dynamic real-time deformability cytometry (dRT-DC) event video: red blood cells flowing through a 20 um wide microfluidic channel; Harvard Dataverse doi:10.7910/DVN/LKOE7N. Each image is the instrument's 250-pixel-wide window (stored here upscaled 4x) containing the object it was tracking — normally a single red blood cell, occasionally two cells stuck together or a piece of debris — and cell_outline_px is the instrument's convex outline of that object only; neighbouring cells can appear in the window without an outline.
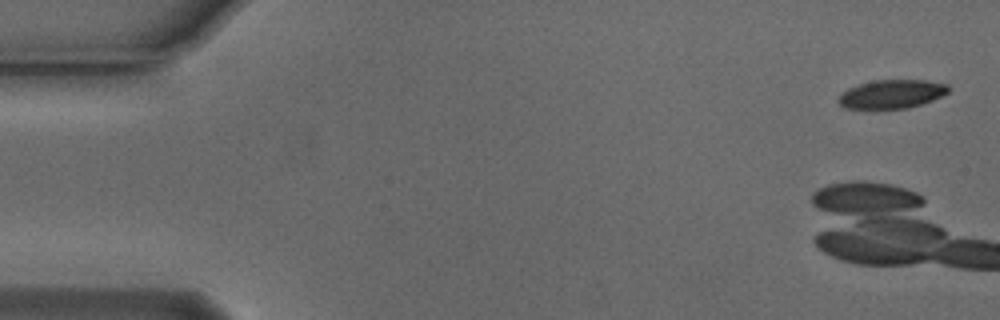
{"species": "Egyptian fruit bat (a non-hibernating species)", "species_latin": "Rousettus aegyptiacus", "temperature_condition": "cold", "stored_images_in_passage": 9, "camera_frame_rate_fps": 3000, "um_per_image_px": 0.085, "animal": {"sex": "male"}, "frame": {"image": 1, "passage_image": 2, "time_ms": 0.333, "image_size_px": [1000, 320], "cell_outline_px": [[948, 92], [932, 100], [908, 108], [844, 108], [836, 100], [848, 88], [872, 80], [924, 80], [948, 84]], "centroid_in_image_um": [75.78, 7.99], "position_along_channel_um": 9.2, "area_um2": 18.09}}